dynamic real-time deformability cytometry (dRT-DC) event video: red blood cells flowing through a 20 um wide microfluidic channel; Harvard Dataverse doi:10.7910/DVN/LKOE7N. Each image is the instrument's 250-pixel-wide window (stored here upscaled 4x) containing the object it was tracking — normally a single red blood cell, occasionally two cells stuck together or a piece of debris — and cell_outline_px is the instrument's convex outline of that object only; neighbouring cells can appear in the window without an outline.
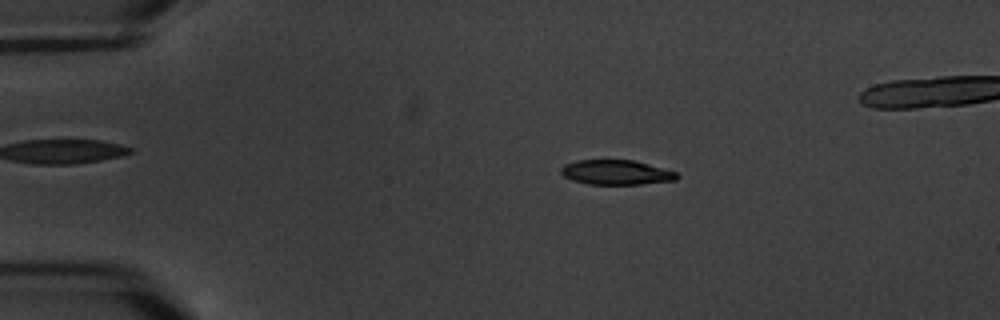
{"species": "common noctule bat (a hibernating species)", "species_latin": "Nyctalus noctula", "temperature_condition": "warm", "stored_images_in_passage": 7, "camera_frame_rate_fps": 3000, "um_per_image_px": 0.085, "animal": {"sex": "male", "body_mass_g": 20.1, "forearm_length_mm": 53.5}, "frame": {"image": 1, "passage_image": 3, "time_ms": 2.333, "image_size_px": [1000, 320], "cell_outline_px": [[680, 176], [676, 180], [640, 184], [588, 184], [572, 180], [564, 176], [560, 172], [560, 168], [564, 164], [576, 160], [636, 160], [676, 172]], "centroid_in_image_um": [52.36, 14.64], "position_along_channel_um": 32.6, "area_um2": 16.76}}
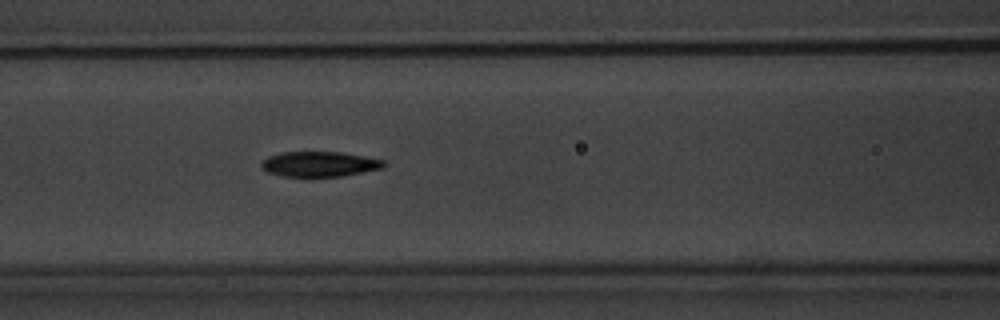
{"frame": {"image": 2, "passage_image": 7, "time_ms": 7.0, "image_size_px": [1000, 320], "cell_outline_px": [[388, 164], [384, 168], [340, 176], [280, 176], [268, 172], [260, 168], [260, 164], [268, 156], [284, 152], [340, 152], [364, 156], [384, 160]], "centroid_in_image_um": [27.16, 13.94], "position_along_channel_um": 139.4, "area_um2": 17.92}}